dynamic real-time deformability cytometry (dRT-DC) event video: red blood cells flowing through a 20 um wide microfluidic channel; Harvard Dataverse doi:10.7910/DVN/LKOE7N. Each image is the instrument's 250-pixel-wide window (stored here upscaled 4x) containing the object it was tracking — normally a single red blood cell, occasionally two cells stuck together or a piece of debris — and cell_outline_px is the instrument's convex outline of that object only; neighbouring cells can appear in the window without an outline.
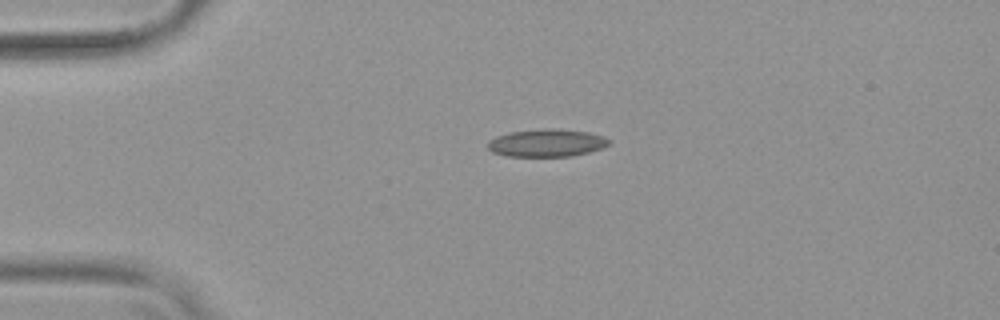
{"species": "common noctule bat (a hibernating species)", "species_latin": "Nyctalus noctula", "temperature_condition": "warm", "stored_images_in_passage": 42, "camera_frame_rate_fps": 3000, "um_per_image_px": 0.085, "animal": {"sex": "female", "body_mass_g": 19.9}, "frame": {"image": 1, "passage_image": 1, "time_ms": 0.0, "image_size_px": [1000, 320], "cell_outline_px": [[612, 140], [604, 148], [572, 156], [508, 156], [492, 152], [488, 148], [488, 140], [496, 136], [508, 132], [548, 128], [552, 128], [588, 132], [604, 136]], "centroid_in_image_um": [46.48, 12.14], "position_along_channel_um": 38.5, "area_um2": 19.59}}
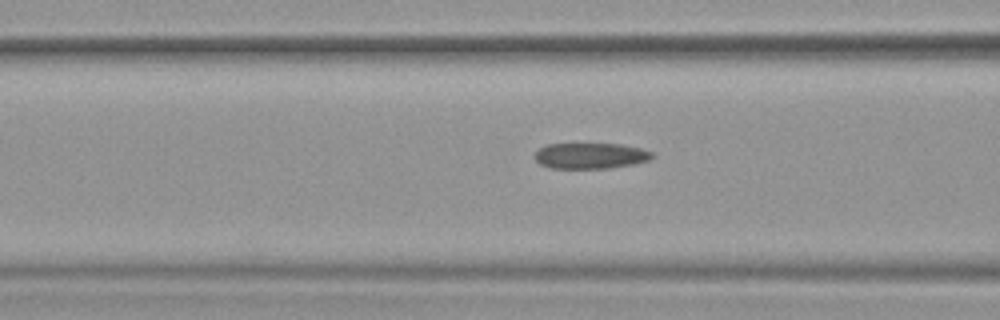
{"frame": {"image": 2, "passage_image": 10, "time_ms": 3.0, "image_size_px": [1000, 320], "cell_outline_px": [[656, 156], [648, 160], [632, 164], [608, 168], [552, 168], [540, 164], [532, 156], [544, 144], [620, 144], [640, 148], [652, 152]], "centroid_in_image_um": [50.17, 13.23], "position_along_channel_um": 116.4, "area_um2": 17.63}}
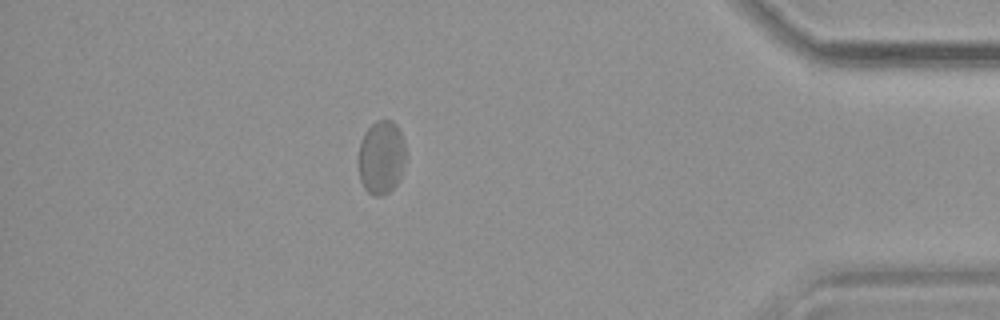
{"frame": {"image": 3, "passage_image": 36, "time_ms": 11.667, "image_size_px": [1000, 320], "cell_outline_px": [[404, 164], [400, 180], [384, 196], [376, 196], [368, 192], [364, 188], [360, 180], [356, 160], [360, 140], [364, 132], [376, 120], [392, 120], [396, 124], [404, 140]], "centroid_in_image_um": [32.37, 13.38], "position_along_channel_um": 402.8, "area_um2": 20.75}, "authors_computed_cell_mechanics": {"area_um2": 19.5364, "velocity_mm_per_s": 3.766, "shape_relaxation_time_tau1_ms": null, "shape_relaxation_time_tau2_ms": 1.7659, "deformation_change_tau1": null, "deformation_change_tau2": 0.0704}}